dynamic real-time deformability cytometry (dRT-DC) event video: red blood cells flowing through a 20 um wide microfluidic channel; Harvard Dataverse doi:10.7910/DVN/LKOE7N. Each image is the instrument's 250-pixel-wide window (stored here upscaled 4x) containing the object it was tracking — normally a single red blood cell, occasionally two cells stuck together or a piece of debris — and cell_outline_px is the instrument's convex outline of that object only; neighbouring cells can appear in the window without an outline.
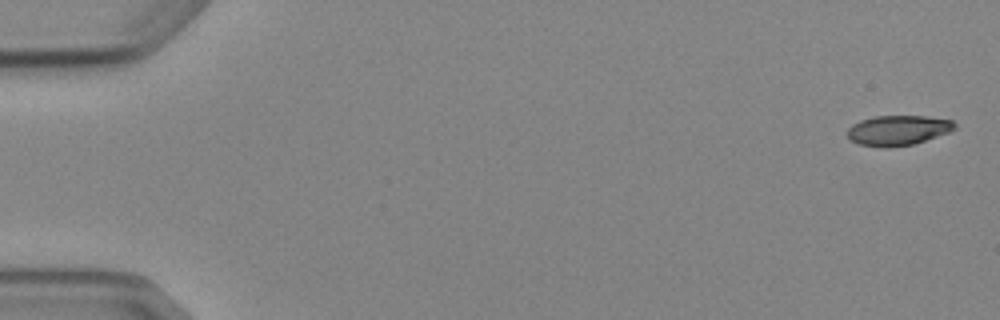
{"species": "Egyptian fruit bat (a non-hibernating species)", "species_latin": "Rousettus aegyptiacus", "temperature_condition": "cold", "stored_images_in_passage": 6, "camera_frame_rate_fps": 3000, "um_per_image_px": 0.085, "animal": {"sex": "female"}, "frame": {"image": 1, "passage_image": 1, "time_ms": 0.0, "image_size_px": [1000, 320], "cell_outline_px": [[956, 128], [948, 132], [912, 144], [888, 148], [880, 148], [860, 144], [852, 140], [848, 136], [848, 128], [852, 124], [860, 120], [872, 116], [928, 116], [952, 120], [956, 124]], "centroid_in_image_um": [76.31, 11.07], "position_along_channel_um": 8.7, "area_um2": 18.73}}
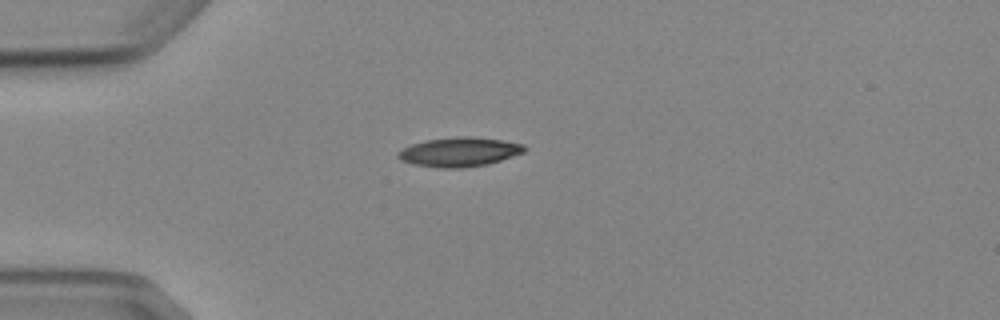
{"frame": {"image": 2, "passage_image": 4, "time_ms": 4.333, "image_size_px": [1000, 320], "cell_outline_px": [[528, 148], [524, 152], [488, 164], [464, 168], [440, 168], [412, 164], [400, 160], [396, 156], [396, 152], [412, 144], [424, 140], [460, 136], [468, 136], [504, 140], [524, 144]], "centroid_in_image_um": [39.03, 12.91], "position_along_channel_um": 46.0, "area_um2": 21.73}}
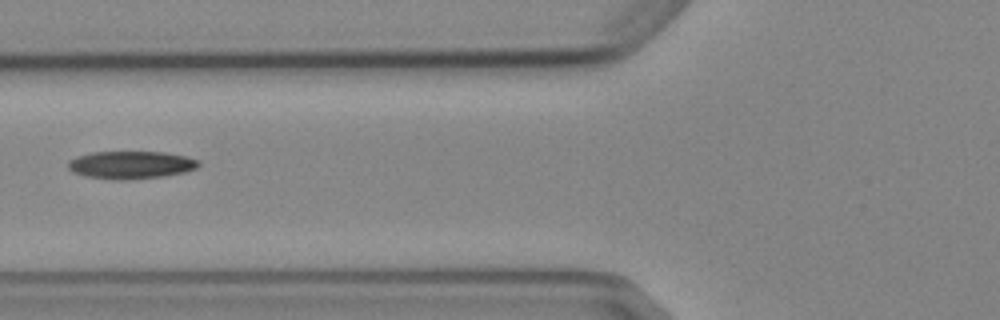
{"frame": {"image": 3, "passage_image": 6, "time_ms": 6.667, "image_size_px": [1000, 320], "cell_outline_px": [[200, 164], [196, 168], [184, 172], [164, 176], [128, 180], [116, 180], [84, 176], [72, 172], [68, 168], [68, 160], [76, 156], [92, 152], [164, 152], [188, 156], [200, 160]], "centroid_in_image_um": [11.12, 14.01], "position_along_channel_um": 114.7, "area_um2": 21.33}}